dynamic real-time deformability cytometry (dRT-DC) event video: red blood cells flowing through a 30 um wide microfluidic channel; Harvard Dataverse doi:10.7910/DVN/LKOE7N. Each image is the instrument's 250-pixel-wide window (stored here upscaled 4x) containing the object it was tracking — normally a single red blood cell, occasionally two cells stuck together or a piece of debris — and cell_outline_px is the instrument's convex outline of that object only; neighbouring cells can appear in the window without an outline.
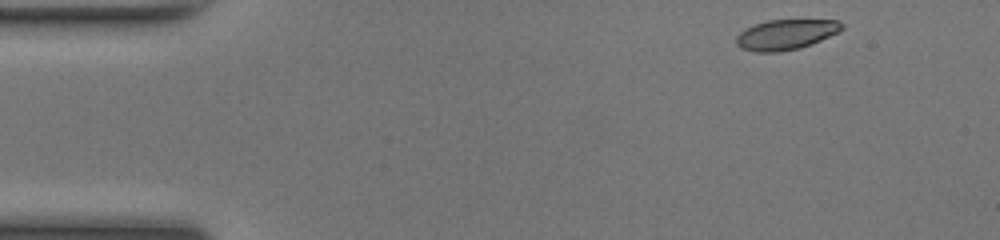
{"species": "common noctule bat (a hibernating species)", "species_latin": "Nyctalus noctula", "temperature_condition": "room temperature", "stored_images_in_passage": 46, "camera_frame_rate_fps": 3000, "um_per_image_px": 0.085, "animal": {"sex": "female", "body_mass_g": 17.0, "forearm_length_mm": 48.0}, "frame": {"image": 1, "passage_image": 1, "time_ms": 0.0, "image_size_px": [1000, 240], "cell_outline_px": [[844, 28], [840, 32], [800, 48], [780, 52], [756, 52], [740, 48], [736, 44], [736, 36], [740, 32], [756, 24], [768, 20], [836, 20], [844, 24]], "centroid_in_image_um": [66.81, 2.94], "position_along_channel_um": 18.2, "area_um2": 18.55}}
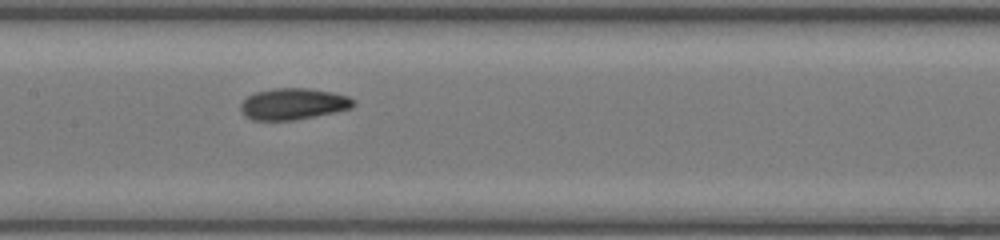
{"frame": {"image": 2, "passage_image": 20, "time_ms": 6.333, "image_size_px": [1000, 240], "cell_outline_px": [[356, 104], [352, 108], [336, 112], [296, 120], [252, 120], [244, 116], [240, 112], [240, 104], [248, 96], [256, 92], [272, 88], [308, 88], [332, 92], [348, 96], [356, 100]], "centroid_in_image_um": [24.94, 8.84], "position_along_channel_um": 182.5, "area_um2": 20.92}}
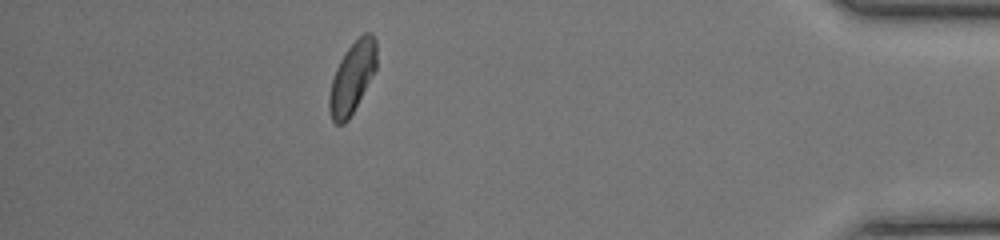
{"frame": {"image": 3, "passage_image": 40, "time_ms": 13.0, "image_size_px": [1000, 240], "cell_outline_px": [[376, 68], [348, 120], [344, 124], [336, 124], [332, 120], [328, 108], [328, 96], [332, 80], [336, 68], [340, 60], [348, 48], [364, 32], [372, 32], [376, 40]], "centroid_in_image_um": [29.92, 6.59], "position_along_channel_um": 405.3, "area_um2": 19.36}, "authors_computed_cell_mechanics": {"area_um2": 19.5653, "velocity_mm_per_s": 4.1481, "shape_relaxation_time_tau1_ms": 5.0076, "shape_relaxation_time_tau2_ms": 2.2932, "deformation_change_tau1": 0.1343, "deformation_change_tau2": 0.0612}}